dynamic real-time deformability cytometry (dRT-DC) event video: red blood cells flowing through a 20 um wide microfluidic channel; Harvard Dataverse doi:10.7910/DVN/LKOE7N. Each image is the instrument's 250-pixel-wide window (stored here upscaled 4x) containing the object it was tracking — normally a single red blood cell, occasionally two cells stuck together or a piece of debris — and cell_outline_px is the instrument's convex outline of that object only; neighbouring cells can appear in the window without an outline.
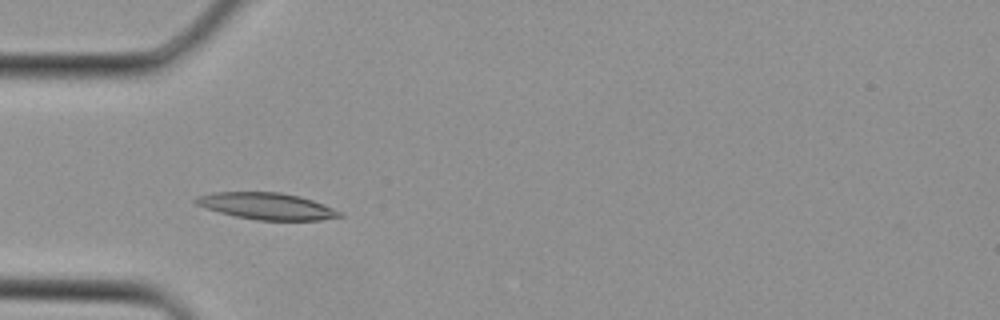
{"species": "Egyptian fruit bat (a non-hibernating species)", "species_latin": "Rousettus aegyptiacus", "temperature_condition": "cold", "stored_images_in_passage": 4, "camera_frame_rate_fps": 3000, "um_per_image_px": 0.085, "animal": {"sex": "female"}, "frame": {"image": 1, "passage_image": 4, "time_ms": 1.0, "image_size_px": [1000, 320], "cell_outline_px": [[344, 216], [320, 220], [256, 220], [236, 216], [220, 212], [196, 204], [192, 200], [196, 196], [212, 192], [280, 192], [300, 196], [324, 204], [344, 212]], "centroid_in_image_um": [22.71, 17.51], "position_along_channel_um": 62.3, "area_um2": 22.43}}